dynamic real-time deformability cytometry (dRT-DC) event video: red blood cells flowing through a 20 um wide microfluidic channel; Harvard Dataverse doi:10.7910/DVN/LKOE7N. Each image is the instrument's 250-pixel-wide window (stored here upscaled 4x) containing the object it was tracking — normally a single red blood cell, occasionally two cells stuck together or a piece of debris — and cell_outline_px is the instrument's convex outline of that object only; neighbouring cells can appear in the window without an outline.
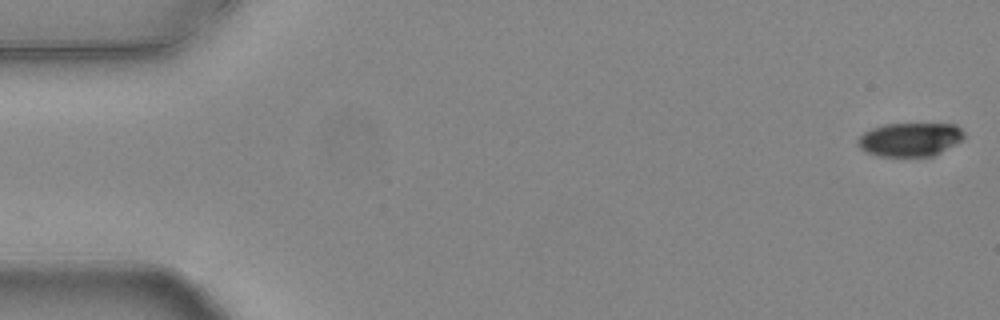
{"species": "common noctule bat (a hibernating species)", "species_latin": "Nyctalus noctula", "temperature_condition": "warm", "stored_images_in_passage": 54, "camera_frame_rate_fps": 3000, "um_per_image_px": 0.085, "animal": {"sex": "female", "body_mass_g": 24.6, "forearm_length_mm": 56.2}, "frame": {"image": 1, "passage_image": 1, "time_ms": 0.0, "image_size_px": [1000, 320], "cell_outline_px": [[964, 136], [960, 140], [940, 152], [932, 156], [876, 156], [864, 152], [856, 144], [856, 140], [864, 132], [872, 128], [884, 124], [956, 124], [964, 132]], "centroid_in_image_um": [77.28, 11.85], "position_along_channel_um": 7.7, "area_um2": 20.81}}
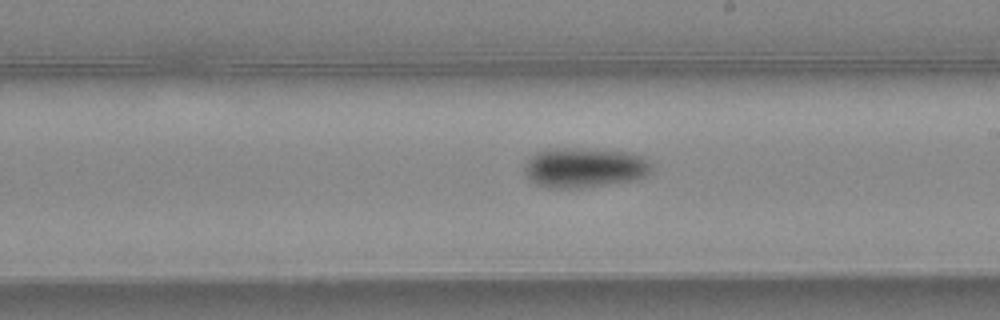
{"frame": {"image": 2, "passage_image": 31, "time_ms": 10.0, "image_size_px": [1000, 320], "cell_outline_px": [[652, 172], [648, 176], [640, 180], [580, 188], [548, 188], [536, 184], [528, 180], [524, 172], [524, 164], [536, 152], [552, 148], [580, 148], [628, 152], [644, 156], [652, 164]], "centroid_in_image_um": [49.72, 14.26], "position_along_channel_um": 239.3, "area_um2": 30.23}}
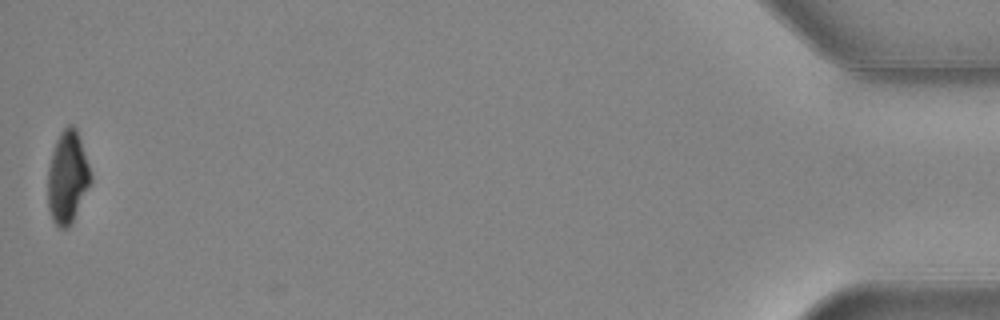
{"frame": {"image": 3, "passage_image": 54, "time_ms": 17.667, "image_size_px": [1000, 320], "cell_outline_px": [[92, 180], [68, 228], [60, 228], [52, 220], [48, 208], [48, 168], [52, 152], [56, 140], [60, 132], [68, 124], [72, 124], [76, 128], [92, 176]], "centroid_in_image_um": [5.72, 15.05], "position_along_channel_um": 429.5, "area_um2": 22.72}, "authors_computed_cell_mechanics": {"area_um2": 25.7788, "velocity_mm_per_s": 3.795, "shape_relaxation_time_tau1_ms": 4.8848, "shape_relaxation_time_tau2_ms": null, "deformation_change_tau1": 0.1438, "deformation_change_tau2": null}}